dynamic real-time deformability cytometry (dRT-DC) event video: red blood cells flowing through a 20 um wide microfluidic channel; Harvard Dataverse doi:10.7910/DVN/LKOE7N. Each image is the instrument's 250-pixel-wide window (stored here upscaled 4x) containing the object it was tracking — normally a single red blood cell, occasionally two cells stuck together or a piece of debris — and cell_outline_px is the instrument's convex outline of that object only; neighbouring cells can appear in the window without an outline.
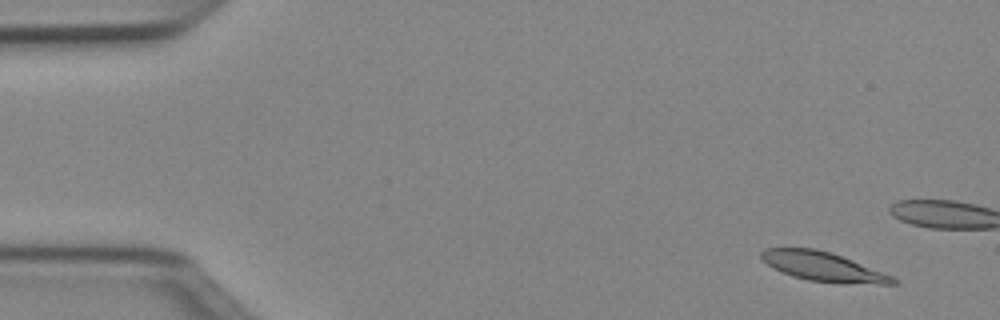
{"species": "Egyptian fruit bat (a non-hibernating species)", "species_latin": "Rousettus aegyptiacus", "temperature_condition": "cold", "stored_images_in_passage": 12, "camera_frame_rate_fps": 3000, "um_per_image_px": 0.085, "animal": {"sex": "female"}, "frame": {"image": 1, "passage_image": 3, "time_ms": 0.667, "image_size_px": [1000, 320], "cell_outline_px": [[900, 280], [896, 284], [840, 284], [808, 280], [792, 276], [772, 268], [760, 260], [760, 252], [764, 248], [816, 248], [852, 260], [892, 276]], "centroid_in_image_um": [69.93, 22.68], "position_along_channel_um": 15.1, "area_um2": 22.6}}